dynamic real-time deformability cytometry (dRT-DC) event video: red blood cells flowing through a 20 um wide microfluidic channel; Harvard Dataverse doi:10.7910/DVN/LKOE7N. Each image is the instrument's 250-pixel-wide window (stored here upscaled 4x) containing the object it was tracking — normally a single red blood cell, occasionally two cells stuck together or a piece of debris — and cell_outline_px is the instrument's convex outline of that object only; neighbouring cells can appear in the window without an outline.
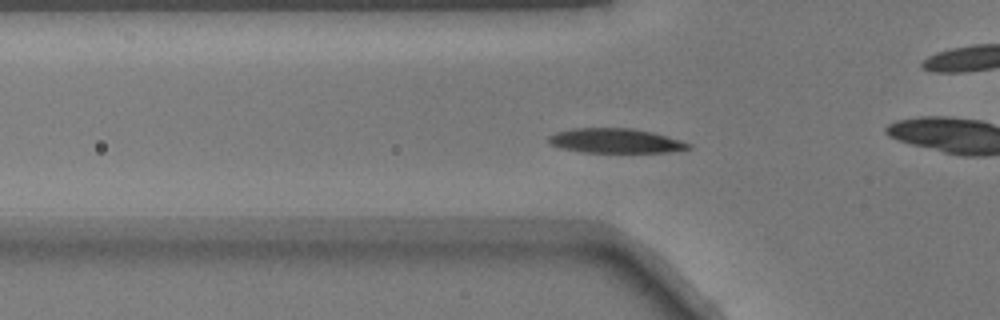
{"species": "common noctule bat (a hibernating species)", "species_latin": "Nyctalus noctula", "temperature_condition": "warm", "stored_images_in_passage": 53, "camera_frame_rate_fps": 3000, "um_per_image_px": 0.085, "animal": {"sex": "male", "body_mass_g": 17.9}, "frame": {"image": 1, "passage_image": 18, "time_ms": 5.667, "image_size_px": [1000, 320], "cell_outline_px": [[692, 148], [668, 152], [584, 152], [564, 148], [552, 144], [548, 140], [548, 136], [560, 132], [576, 128], [632, 128], [652, 132], [680, 140], [692, 144]], "centroid_in_image_um": [52.38, 11.97], "position_along_channel_um": 73.4, "area_um2": 19.65}}
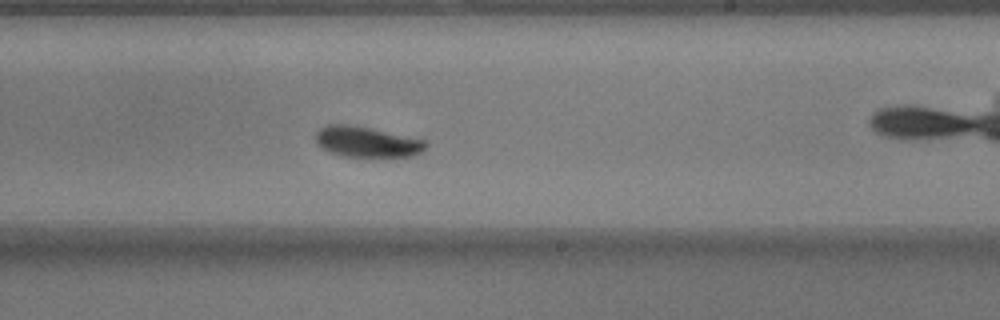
{"frame": {"image": 2, "passage_image": 32, "time_ms": 10.333, "image_size_px": [1000, 320], "cell_outline_px": [[428, 144], [420, 152], [412, 156], [344, 156], [328, 152], [316, 144], [316, 132], [320, 128], [328, 124], [348, 124], [368, 128], [424, 140]], "centroid_in_image_um": [31.11, 12.06], "position_along_channel_um": 257.9, "area_um2": 19.25}}
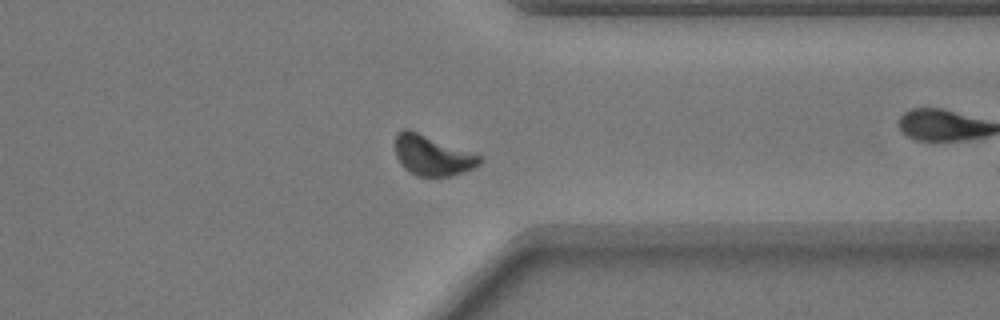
{"frame": {"image": 3, "passage_image": 41, "time_ms": 13.333, "image_size_px": [1000, 320], "cell_outline_px": [[484, 160], [480, 164], [472, 168], [452, 176], [416, 176], [404, 168], [400, 164], [396, 156], [396, 132], [400, 128], [408, 128], [480, 156]], "centroid_in_image_um": [36.7, 13.2], "position_along_channel_um": 374.7, "area_um2": 19.65}}